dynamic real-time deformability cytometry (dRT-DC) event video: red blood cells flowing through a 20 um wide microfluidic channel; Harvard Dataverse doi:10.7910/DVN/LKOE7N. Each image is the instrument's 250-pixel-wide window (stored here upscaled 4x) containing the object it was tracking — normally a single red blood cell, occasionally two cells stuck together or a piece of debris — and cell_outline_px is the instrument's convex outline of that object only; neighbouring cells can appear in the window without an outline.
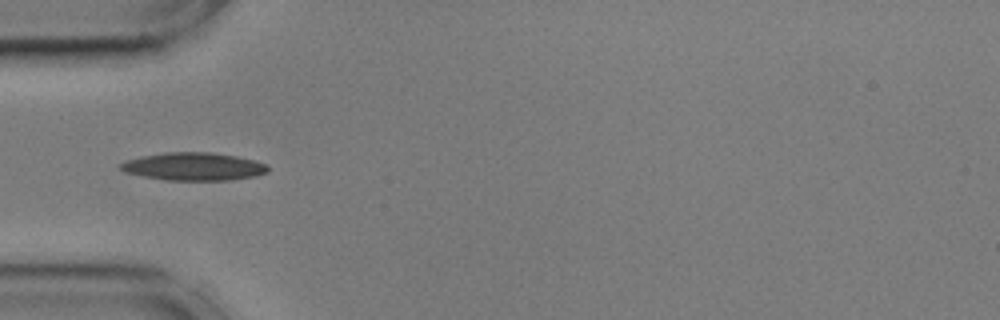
{"species": "common noctule bat (a hibernating species)", "species_latin": "Nyctalus noctula", "temperature_condition": "cold", "stored_images_in_passage": 37, "camera_frame_rate_fps": 3000, "um_per_image_px": 0.085, "animal": {"sex": "male", "body_mass_g": 17.9, "forearm_length_mm": 54.2}, "frame": {"image": 1, "passage_image": 5, "time_ms": 1.333, "image_size_px": [1000, 320], "cell_outline_px": [[268, 172], [256, 176], [228, 180], [164, 180], [124, 172], [120, 168], [120, 164], [128, 160], [144, 156], [164, 152], [212, 152], [236, 156], [256, 160], [268, 164]], "centroid_in_image_um": [16.51, 14.15], "position_along_channel_um": 68.5, "area_um2": 23.93}}
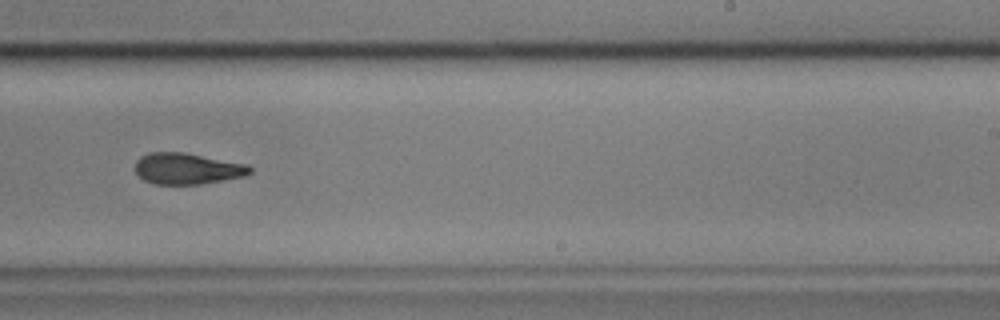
{"frame": {"image": 2, "passage_image": 22, "time_ms": 7.0, "image_size_px": [1000, 320], "cell_outline_px": [[252, 172], [244, 176], [200, 184], [152, 184], [144, 180], [136, 172], [136, 160], [140, 156], [148, 152], [184, 152], [248, 164], [252, 168]], "centroid_in_image_um": [15.91, 14.32], "position_along_channel_um": 273.1, "area_um2": 20.92}, "authors_computed_cell_mechanics": {"area_um2": 21.4438, "velocity_mm_per_s": 3.6012, "shape_relaxation_time_tau1_ms": 9.4324, "shape_relaxation_time_tau2_ms": null, "deformation_change_tau1": 0.2251, "deformation_change_tau2": null}}